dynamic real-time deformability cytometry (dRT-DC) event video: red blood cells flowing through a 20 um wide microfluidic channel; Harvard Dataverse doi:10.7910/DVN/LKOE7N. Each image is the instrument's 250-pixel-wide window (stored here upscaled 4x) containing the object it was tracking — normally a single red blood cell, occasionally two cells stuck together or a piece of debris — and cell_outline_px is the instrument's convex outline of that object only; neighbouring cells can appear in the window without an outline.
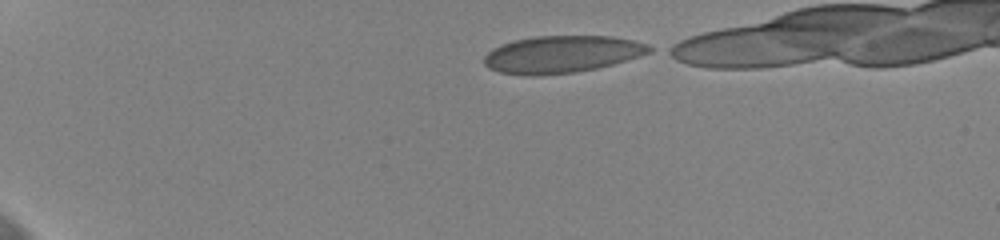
{"species": "human", "species_latin": "Homo sapiens", "temperature_condition": "cold", "stored_images_in_passage": 40, "camera_frame_rate_fps": 3000, "um_per_image_px": 0.085, "donor": {"sex": "female"}, "frame": {"image": 1, "passage_image": 1, "time_ms": 0.0, "image_size_px": [1000, 240], "cell_outline_px": [[656, 48], [652, 52], [640, 56], [612, 64], [596, 68], [576, 72], [536, 76], [524, 76], [500, 72], [488, 68], [484, 64], [484, 56], [492, 48], [500, 44], [516, 40], [536, 36], [612, 36], [632, 40], [648, 44]], "centroid_in_image_um": [47.75, 4.62], "position_along_channel_um": 37.2, "area_um2": 36.01}}
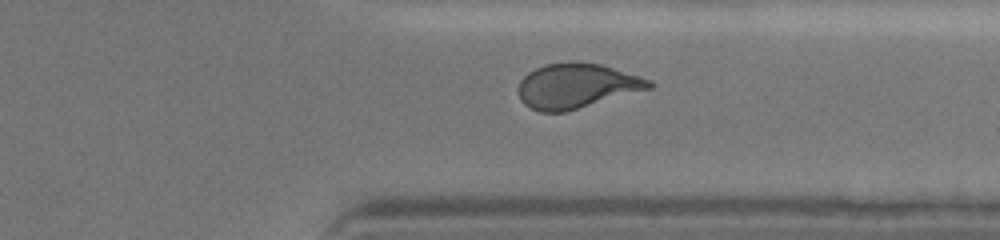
{"frame": {"image": 2, "passage_image": 34, "time_ms": 11.0, "image_size_px": [1000, 240], "cell_outline_px": [[656, 84], [652, 88], [564, 112], [540, 112], [524, 104], [520, 100], [520, 80], [528, 72], [544, 64], [600, 64], [640, 76], [652, 80]], "centroid_in_image_um": [49.04, 7.33], "position_along_channel_um": 362.4, "area_um2": 33.41}}
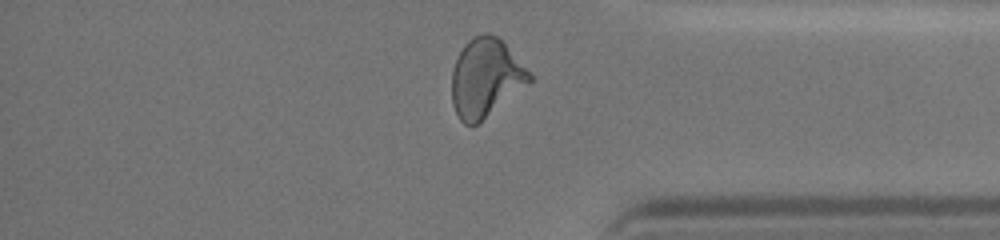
{"frame": {"image": 3, "passage_image": 37, "time_ms": 12.0, "image_size_px": [1000, 240], "cell_outline_px": [[532, 80], [476, 124], [464, 124], [460, 120], [452, 104], [452, 72], [456, 60], [464, 44], [472, 36], [484, 32], [488, 32], [496, 36], [504, 44], [532, 76]], "centroid_in_image_um": [41.23, 6.59], "position_along_channel_um": 394.0, "area_um2": 34.51}, "authors_computed_cell_mechanics": {"area_um2": 34.5933, "velocity_mm_per_s": 3.6555, "shape_relaxation_time_tau1_ms": 9.0404, "shape_relaxation_time_tau2_ms": null, "deformation_change_tau1": 0.1982, "deformation_change_tau2": null}}